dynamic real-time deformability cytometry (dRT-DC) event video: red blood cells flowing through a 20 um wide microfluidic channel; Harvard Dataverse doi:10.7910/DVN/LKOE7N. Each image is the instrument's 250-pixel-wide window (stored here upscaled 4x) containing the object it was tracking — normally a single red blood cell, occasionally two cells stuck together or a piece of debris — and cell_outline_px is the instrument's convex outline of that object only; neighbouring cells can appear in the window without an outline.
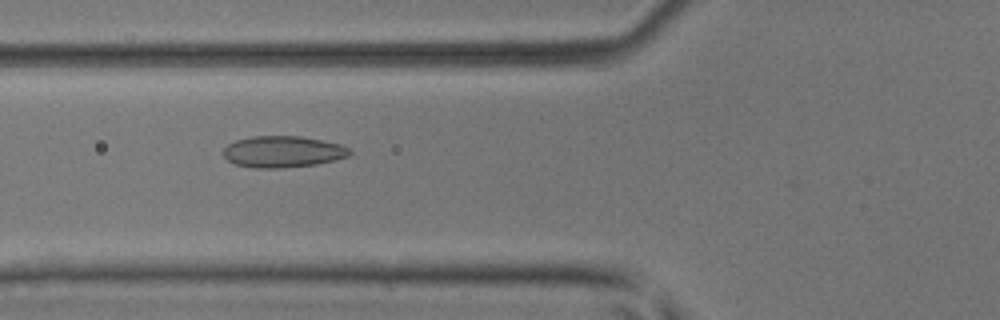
{"species": "common noctule bat (a hibernating species)", "species_latin": "Nyctalus noctula", "temperature_condition": "room temperature", "stored_images_in_passage": 41, "camera_frame_rate_fps": 3000, "um_per_image_px": 0.085, "animal": {"sex": "male", "body_mass_g": 17.9, "forearm_length_mm": 54.2}, "frame": {"image": 1, "passage_image": 15, "time_ms": 4.667, "image_size_px": [1000, 320], "cell_outline_px": [[352, 152], [348, 156], [336, 160], [316, 164], [280, 168], [256, 168], [236, 164], [228, 160], [224, 156], [224, 148], [228, 144], [236, 140], [252, 136], [300, 136], [340, 144], [348, 148]], "centroid_in_image_um": [24.04, 12.89], "position_along_channel_um": 101.8, "area_um2": 23.0}}
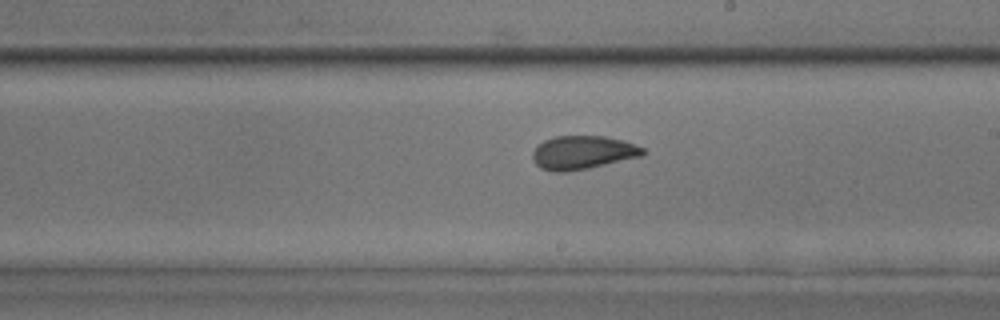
{"frame": {"image": 2, "passage_image": 25, "time_ms": 8.0, "image_size_px": [1000, 320], "cell_outline_px": [[648, 152], [644, 156], [588, 168], [564, 172], [552, 172], [540, 168], [532, 160], [532, 152], [544, 140], [556, 136], [604, 136], [624, 140], [644, 148]], "centroid_in_image_um": [49.56, 12.97], "position_along_channel_um": 239.4, "area_um2": 21.73}}
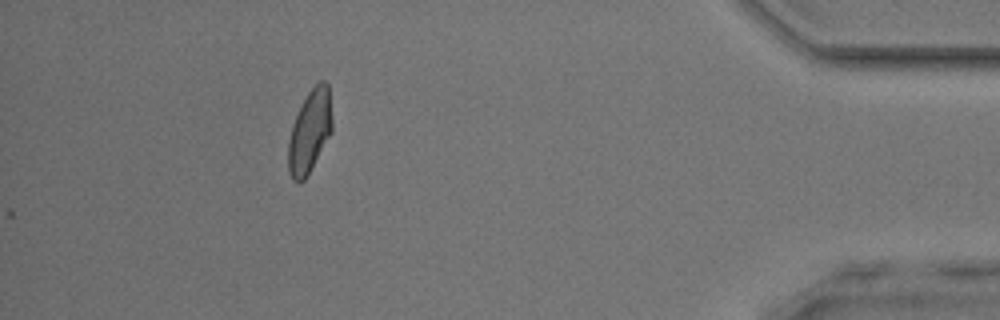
{"frame": {"image": 3, "passage_image": 41, "time_ms": 13.333, "image_size_px": [1000, 320], "cell_outline_px": [[332, 132], [308, 176], [300, 184], [292, 180], [288, 172], [288, 140], [292, 124], [308, 92], [320, 80], [324, 80], [328, 84], [332, 120]], "centroid_in_image_um": [26.32, 11.23], "position_along_channel_um": 408.9, "area_um2": 21.33}, "authors_computed_cell_mechanics": {"area_um2": 21.675, "velocity_mm_per_s": 4.1445, "shape_relaxation_time_tau1_ms": 6.1464, "shape_relaxation_time_tau2_ms": 1.0641, "deformation_change_tau1": 0.1279, "deformation_change_tau2": 0.0623}}